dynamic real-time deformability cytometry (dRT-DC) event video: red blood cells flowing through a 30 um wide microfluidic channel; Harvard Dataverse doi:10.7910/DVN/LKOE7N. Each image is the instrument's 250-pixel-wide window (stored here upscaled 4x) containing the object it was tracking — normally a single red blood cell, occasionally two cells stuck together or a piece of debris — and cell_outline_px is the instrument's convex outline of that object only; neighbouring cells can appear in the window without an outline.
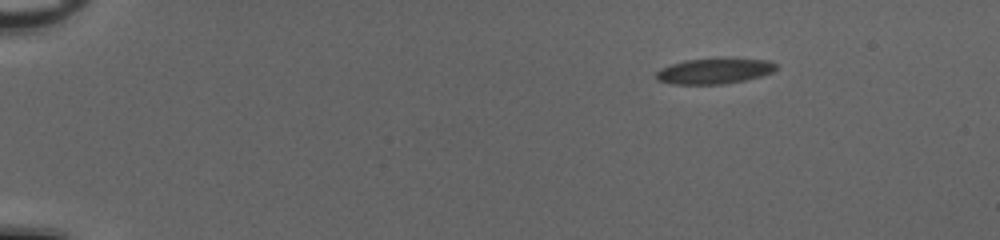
{"species": "common noctule bat (a hibernating species)", "species_latin": "Nyctalus noctula", "temperature_condition": "cold", "stored_images_in_passage": 50, "camera_frame_rate_fps": 3000, "um_per_image_px": 0.085, "animal": {"sex": "female", "body_mass_g": 20.0, "forearm_length_mm": 54.0}, "frame": {"image": 1, "passage_image": 1, "time_ms": 0.0, "image_size_px": [1000, 240], "cell_outline_px": [[776, 68], [772, 72], [760, 76], [744, 80], [724, 84], [672, 84], [656, 80], [656, 72], [660, 68], [684, 60], [768, 60], [776, 64]], "centroid_in_image_um": [60.65, 6.07], "position_along_channel_um": 24.4, "area_um2": 17.22}}
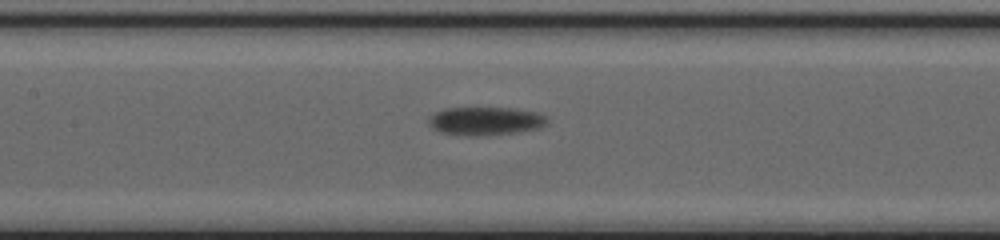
{"frame": {"image": 2, "passage_image": 22, "time_ms": 7.0, "image_size_px": [1000, 240], "cell_outline_px": [[548, 120], [540, 128], [516, 132], [480, 136], [468, 136], [440, 132], [432, 128], [428, 124], [428, 116], [444, 108], [512, 108], [536, 112], [544, 116]], "centroid_in_image_um": [41.2, 10.29], "position_along_channel_um": 166.2, "area_um2": 19.54}}
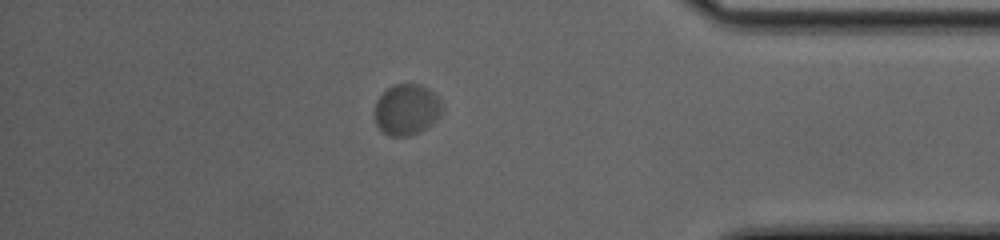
{"frame": {"image": 3, "passage_image": 43, "time_ms": 14.0, "image_size_px": [1000, 240], "cell_outline_px": [[444, 108], [440, 116], [432, 124], [420, 132], [408, 136], [388, 136], [376, 124], [376, 100], [392, 84], [420, 84], [428, 88], [436, 96]], "centroid_in_image_um": [34.59, 9.32], "position_along_channel_um": 400.6, "area_um2": 20.0}, "authors_computed_cell_mechanics": {"area_um2": 19.363, "velocity_mm_per_s": 3.7138, "shape_relaxation_time_tau1_ms": 1.8281, "shape_relaxation_time_tau2_ms": null, "deformation_change_tau1": 0.0763, "deformation_change_tau2": null}}